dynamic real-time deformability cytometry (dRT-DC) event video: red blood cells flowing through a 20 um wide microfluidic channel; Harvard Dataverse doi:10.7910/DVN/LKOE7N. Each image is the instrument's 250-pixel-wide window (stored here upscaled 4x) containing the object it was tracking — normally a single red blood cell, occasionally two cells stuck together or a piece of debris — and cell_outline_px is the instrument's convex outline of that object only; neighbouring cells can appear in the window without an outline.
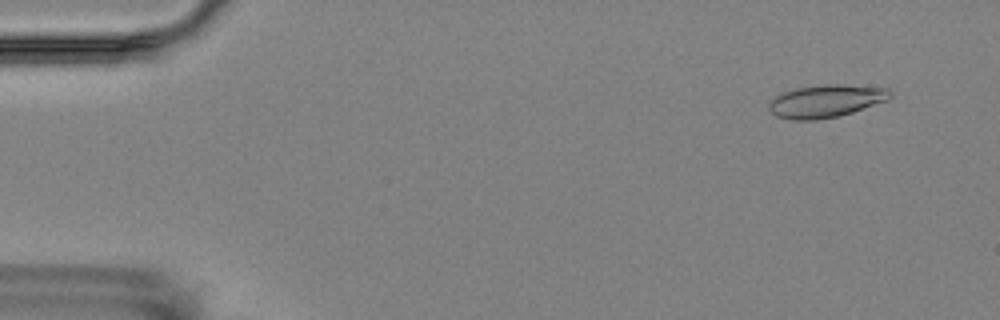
{"species": "Egyptian fruit bat (a non-hibernating species)", "species_latin": "Rousettus aegyptiacus", "temperature_condition": "room temperature", "stored_images_in_passage": 5, "camera_frame_rate_fps": 3000, "um_per_image_px": 0.085, "animal": {"sex": "female"}, "frame": {"image": 1, "passage_image": 2, "time_ms": 1.0, "image_size_px": [1000, 320], "cell_outline_px": [[892, 96], [888, 100], [840, 116], [816, 120], [792, 120], [776, 116], [768, 108], [768, 100], [784, 92], [796, 88], [820, 84], [844, 84], [888, 88], [892, 92]], "centroid_in_image_um": [70.2, 8.58], "position_along_channel_um": 14.8, "area_um2": 23.35}}